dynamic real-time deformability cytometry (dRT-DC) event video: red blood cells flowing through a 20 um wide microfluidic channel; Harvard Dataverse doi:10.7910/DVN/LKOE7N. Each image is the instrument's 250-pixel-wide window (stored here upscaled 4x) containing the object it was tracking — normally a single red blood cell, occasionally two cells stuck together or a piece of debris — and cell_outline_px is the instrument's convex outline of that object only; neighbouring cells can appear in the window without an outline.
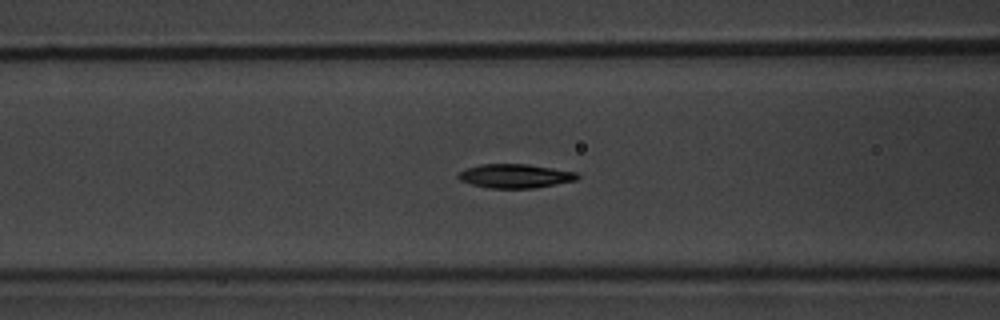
{"species": "common noctule bat (a hibernating species)", "species_latin": "Nyctalus noctula", "temperature_condition": "warm", "stored_images_in_passage": 54, "segment_of_instrument_passage": [1, 2], "camera_frame_rate_fps": 3000, "um_per_image_px": 0.085, "animal": {"sex": "male", "body_mass_g": 20.1, "forearm_length_mm": 53.5}, "frame": {"image": 1, "passage_image": 22, "time_ms": 7.0, "image_size_px": [1000, 320], "cell_outline_px": [[580, 176], [576, 180], [556, 184], [532, 188], [492, 188], [472, 184], [460, 180], [456, 176], [460, 172], [468, 168], [480, 164], [528, 164], [576, 172]], "centroid_in_image_um": [43.79, 14.95], "position_along_channel_um": 122.8, "area_um2": 16.42}}
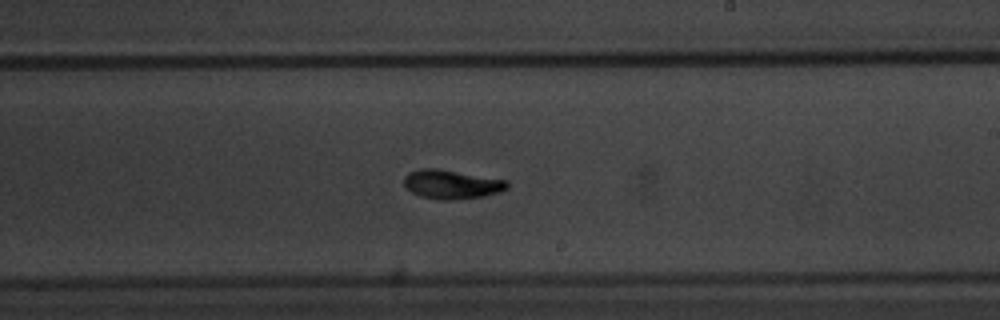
{"frame": {"image": 2, "passage_image": 32, "time_ms": 10.333, "image_size_px": [1000, 320], "cell_outline_px": [[508, 188], [500, 192], [484, 196], [452, 200], [444, 200], [420, 196], [412, 192], [404, 184], [404, 176], [408, 172], [420, 168], [436, 168], [508, 180]], "centroid_in_image_um": [38.39, 15.66], "position_along_channel_um": 250.6, "area_um2": 17.46}}
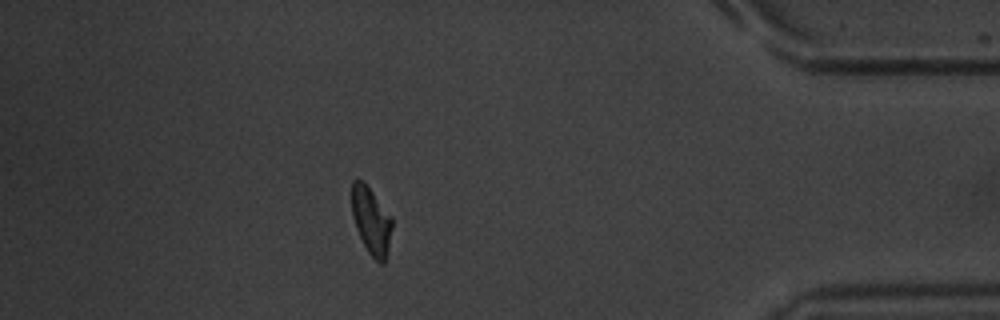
{"frame": {"image": 3, "passage_image": 47, "time_ms": 15.333, "image_size_px": [1000, 320], "cell_outline_px": [[392, 228], [384, 264], [380, 264], [368, 252], [356, 228], [352, 216], [352, 180], [356, 176], [364, 180], [392, 216]], "centroid_in_image_um": [31.54, 18.68], "position_along_channel_um": 403.7, "area_um2": 15.95}}